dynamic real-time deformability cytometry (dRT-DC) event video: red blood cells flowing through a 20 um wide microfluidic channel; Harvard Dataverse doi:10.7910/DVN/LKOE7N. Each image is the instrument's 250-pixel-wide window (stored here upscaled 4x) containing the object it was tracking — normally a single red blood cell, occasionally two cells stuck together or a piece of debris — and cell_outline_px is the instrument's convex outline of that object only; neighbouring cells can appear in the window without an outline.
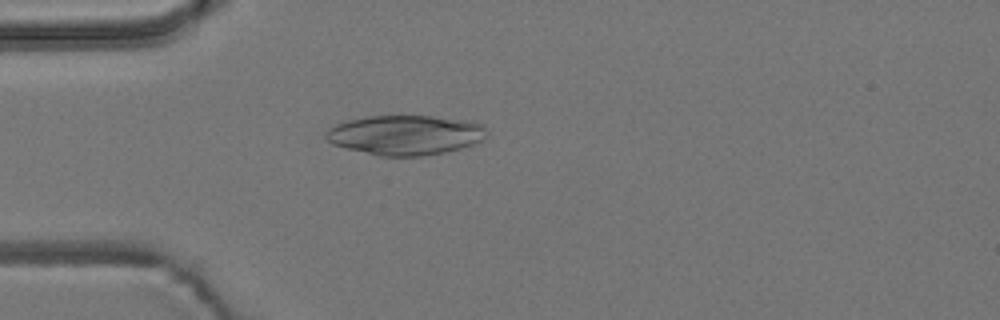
{"species": "common noctule bat (a hibernating species)", "species_latin": "Nyctalus noctula", "temperature_condition": "room temperature", "stored_images_in_passage": 5, "camera_frame_rate_fps": 3000, "um_per_image_px": 0.085, "animal": {"sex": "male", "body_mass_g": 19.2, "forearm_length_mm": 51.8}, "frame": {"image": 1, "passage_image": 5, "time_ms": 1.333, "image_size_px": [1000, 320], "cell_outline_px": [[488, 136], [484, 140], [476, 144], [444, 152], [424, 156], [380, 156], [332, 144], [324, 136], [328, 128], [336, 124], [348, 120], [368, 116], [432, 116], [472, 120], [484, 124], [488, 132]], "centroid_in_image_um": [34.53, 11.46], "position_along_channel_um": 50.5, "area_um2": 37.63}}